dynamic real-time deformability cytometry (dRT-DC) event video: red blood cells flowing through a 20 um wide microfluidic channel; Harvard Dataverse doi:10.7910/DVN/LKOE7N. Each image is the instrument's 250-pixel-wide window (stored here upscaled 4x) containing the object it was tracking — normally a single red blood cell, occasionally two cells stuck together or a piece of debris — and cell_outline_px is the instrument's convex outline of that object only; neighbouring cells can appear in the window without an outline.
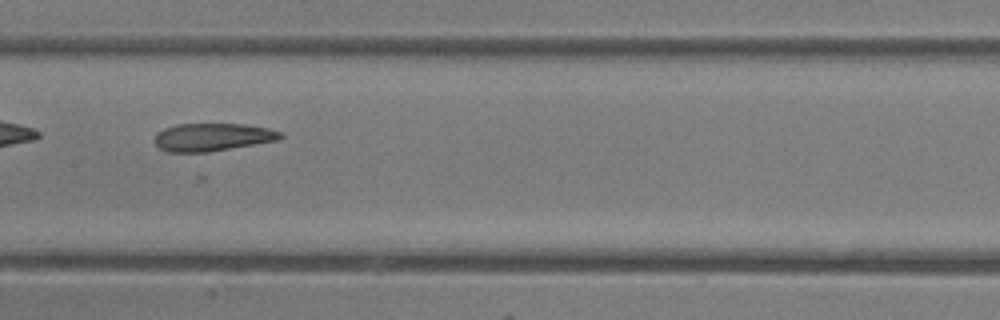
{"species": "common noctule bat (a hibernating species)", "species_latin": "Nyctalus noctula", "temperature_condition": "room temperature", "stored_images_in_passage": 48, "camera_frame_rate_fps": 3000, "um_per_image_px": 0.085, "animal": {"sex": "female"}, "frame": {"image": 1, "passage_image": 24, "time_ms": 7.667, "image_size_px": [1000, 320], "cell_outline_px": [[284, 136], [280, 140], [208, 152], [168, 152], [160, 148], [156, 144], [156, 132], [164, 128], [176, 124], [244, 124], [268, 128], [280, 132]], "centroid_in_image_um": [18.07, 11.65], "position_along_channel_um": 189.3, "area_um2": 20.4}, "authors_computed_cell_mechanics": {"area_um2": 20.6924, "velocity_mm_per_s": 4.3413, "shape_relaxation_time_tau1_ms": null, "shape_relaxation_time_tau2_ms": 4.1033, "deformation_change_tau1": null, "deformation_change_tau2": 0.0796}}